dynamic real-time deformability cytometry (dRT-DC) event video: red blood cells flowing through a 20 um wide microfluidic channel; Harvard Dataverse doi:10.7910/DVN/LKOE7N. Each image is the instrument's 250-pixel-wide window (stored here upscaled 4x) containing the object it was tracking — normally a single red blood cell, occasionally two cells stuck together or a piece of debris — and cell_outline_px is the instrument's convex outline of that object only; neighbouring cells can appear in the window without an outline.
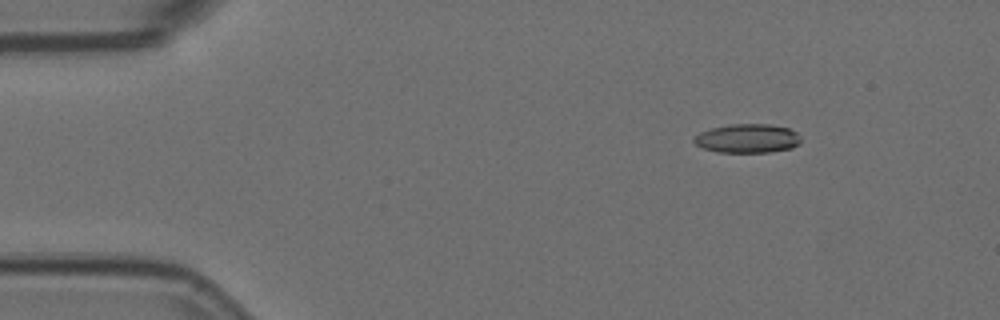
{"species": "Egyptian fruit bat (a non-hibernating species)", "species_latin": "Rousettus aegyptiacus", "temperature_condition": "room temperature", "stored_images_in_passage": 7, "camera_frame_rate_fps": 3000, "um_per_image_px": 0.085, "animal": {"sex": "female"}, "frame": {"image": 1, "passage_image": 3, "time_ms": 0.667, "image_size_px": [1000, 320], "cell_outline_px": [[800, 144], [792, 148], [768, 152], [716, 152], [704, 148], [696, 144], [692, 140], [700, 132], [712, 128], [732, 124], [768, 124], [788, 128], [796, 132], [800, 136]], "centroid_in_image_um": [63.55, 11.77], "position_along_channel_um": 21.4, "area_um2": 17.92}}